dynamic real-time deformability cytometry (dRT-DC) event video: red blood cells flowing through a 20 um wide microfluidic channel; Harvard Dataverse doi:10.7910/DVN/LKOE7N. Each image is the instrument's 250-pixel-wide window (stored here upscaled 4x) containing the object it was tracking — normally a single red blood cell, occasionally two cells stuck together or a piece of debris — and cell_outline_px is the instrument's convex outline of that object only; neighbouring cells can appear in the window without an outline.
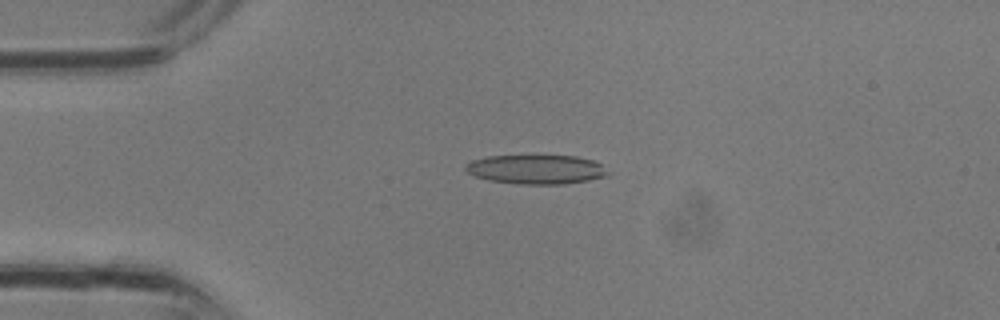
{"species": "common noctule bat (a hibernating species)", "species_latin": "Nyctalus noctula", "temperature_condition": "room temperature", "stored_images_in_passage": 3, "camera_frame_rate_fps": 3000, "um_per_image_px": 0.085, "animal": {"sex": "male", "body_mass_g": 13.3}, "frame": {"image": 1, "passage_image": 3, "time_ms": 0.667, "image_size_px": [1000, 320], "cell_outline_px": [[608, 176], [588, 180], [564, 184], [520, 184], [488, 180], [476, 176], [468, 172], [464, 168], [472, 160], [488, 156], [576, 156], [592, 160], [600, 164], [608, 172]], "centroid_in_image_um": [45.58, 14.4], "position_along_channel_um": 39.4, "area_um2": 23.99}}